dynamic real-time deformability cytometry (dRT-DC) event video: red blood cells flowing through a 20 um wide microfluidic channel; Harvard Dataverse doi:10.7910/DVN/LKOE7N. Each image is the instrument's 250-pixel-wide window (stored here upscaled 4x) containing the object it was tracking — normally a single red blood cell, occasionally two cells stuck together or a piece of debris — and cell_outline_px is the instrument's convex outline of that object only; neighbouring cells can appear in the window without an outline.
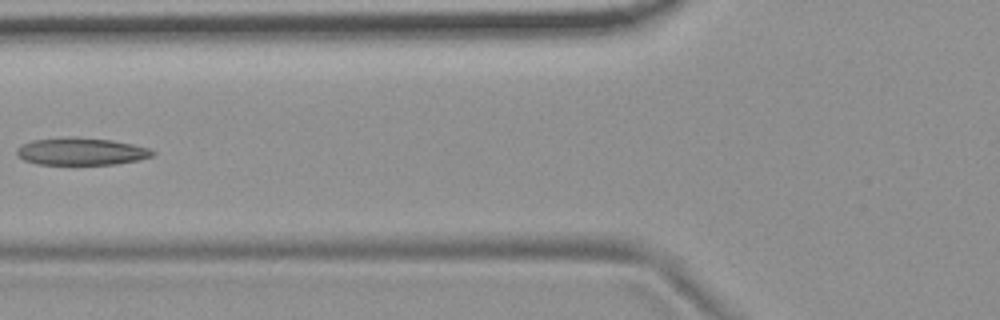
{"species": "common noctule bat (a hibernating species)", "species_latin": "Nyctalus noctula", "temperature_condition": "room temperature", "stored_images_in_passage": 3, "camera_frame_rate_fps": 3000, "um_per_image_px": 0.085, "animal": {"sex": "female", "body_mass_g": 19.9}, "frame": {"image": 1, "passage_image": 3, "time_ms": 2.333, "image_size_px": [1000, 320], "cell_outline_px": [[156, 152], [152, 156], [136, 160], [116, 164], [36, 164], [24, 160], [16, 156], [16, 148], [20, 144], [32, 140], [72, 136], [112, 140], [132, 144], [148, 148]], "centroid_in_image_um": [6.84, 12.86], "position_along_channel_um": 119.0, "area_um2": 21.73}}